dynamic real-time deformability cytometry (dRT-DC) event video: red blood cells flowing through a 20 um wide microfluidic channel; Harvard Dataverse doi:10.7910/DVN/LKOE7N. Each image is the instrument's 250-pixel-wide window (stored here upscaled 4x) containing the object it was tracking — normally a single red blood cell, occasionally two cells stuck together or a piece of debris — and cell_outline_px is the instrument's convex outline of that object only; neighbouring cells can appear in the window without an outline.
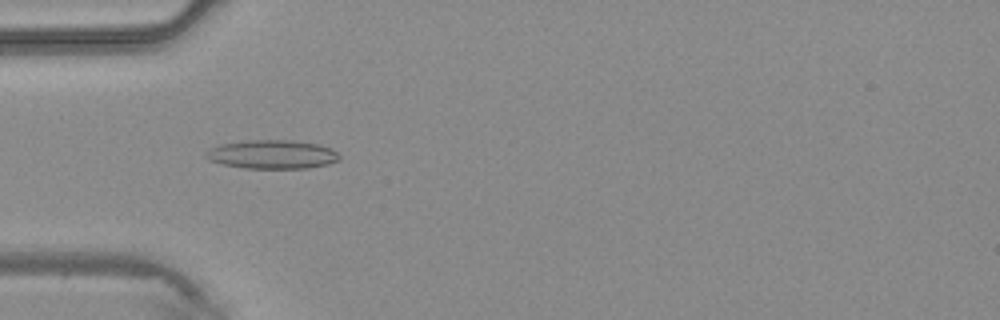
{"species": "common noctule bat (a hibernating species)", "species_latin": "Nyctalus noctula", "temperature_condition": "warm", "stored_images_in_passage": 43, "camera_frame_rate_fps": 3000, "um_per_image_px": 0.085, "animal": {"sex": "male", "body_mass_g": 20.4}, "frame": {"image": 1, "passage_image": 14, "time_ms": 4.333, "image_size_px": [1000, 320], "cell_outline_px": [[340, 160], [328, 164], [308, 168], [244, 168], [220, 164], [208, 160], [204, 156], [204, 152], [220, 144], [248, 140], [288, 140], [320, 144], [332, 148], [340, 156]], "centroid_in_image_um": [23.13, 13.12], "position_along_channel_um": 61.9, "area_um2": 22.54}}
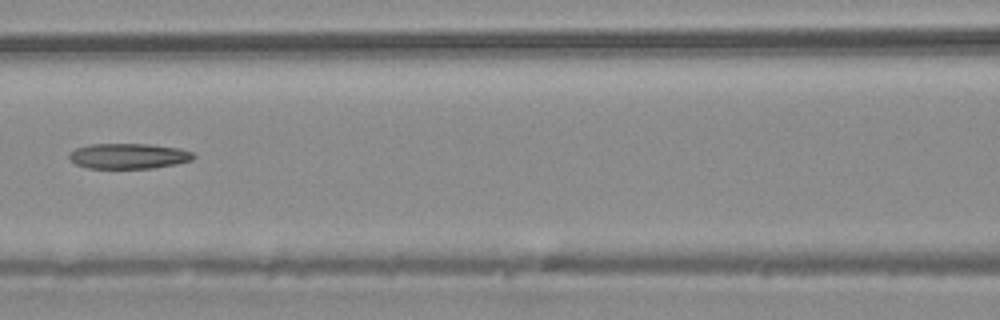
{"frame": {"image": 2, "passage_image": 20, "time_ms": 6.333, "image_size_px": [1000, 320], "cell_outline_px": [[196, 156], [192, 160], [176, 164], [152, 168], [88, 168], [76, 164], [68, 160], [68, 152], [76, 148], [92, 144], [148, 144], [180, 148], [192, 152]], "centroid_in_image_um": [10.91, 13.26], "position_along_channel_um": 155.7, "area_um2": 18.5}}
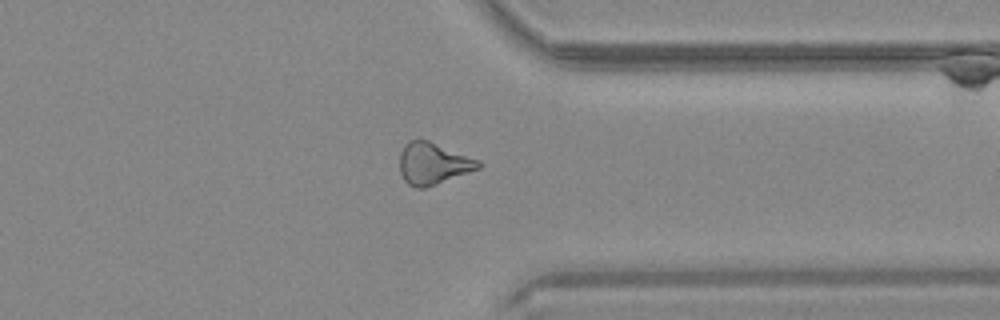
{"frame": {"image": 3, "passage_image": 34, "time_ms": 11.0, "image_size_px": [1000, 320], "cell_outline_px": [[484, 164], [480, 168], [436, 184], [424, 188], [416, 188], [408, 184], [404, 180], [400, 172], [400, 152], [404, 144], [408, 140], [428, 140], [480, 160]], "centroid_in_image_um": [36.81, 13.89], "position_along_channel_um": 374.6, "area_um2": 19.19}}